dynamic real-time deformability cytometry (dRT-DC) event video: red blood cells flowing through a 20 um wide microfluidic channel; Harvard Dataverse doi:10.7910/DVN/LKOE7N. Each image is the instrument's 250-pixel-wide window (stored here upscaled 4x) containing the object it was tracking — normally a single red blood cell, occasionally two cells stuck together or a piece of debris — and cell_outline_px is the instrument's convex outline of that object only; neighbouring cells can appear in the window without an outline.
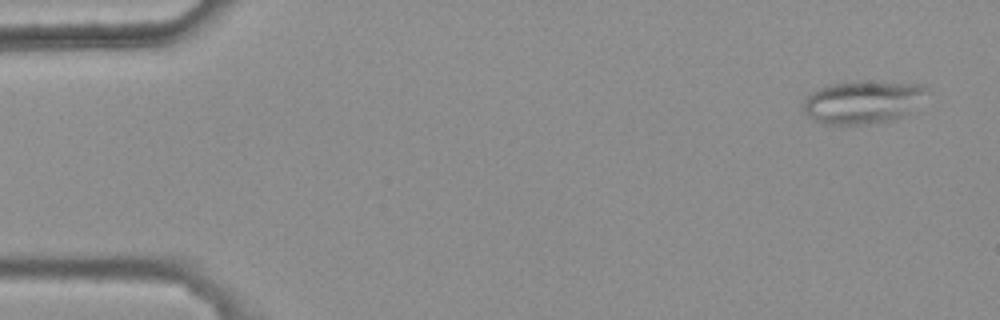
{"species": "common noctule bat (a hibernating species)", "species_latin": "Nyctalus noctula", "temperature_condition": "warm", "stored_images_in_passage": 5, "camera_frame_rate_fps": 3000, "um_per_image_px": 0.085, "animal": {"sex": "female", "body_mass_g": 25.1}, "frame": {"image": 1, "passage_image": 1, "time_ms": 0.0, "image_size_px": [1000, 320], "cell_outline_px": [[928, 88], [908, 112], [896, 120], [868, 124], [828, 124], [816, 120], [808, 116], [804, 112], [804, 100], [812, 92], [820, 88], [832, 84], [860, 80], [928, 84]], "centroid_in_image_um": [73.33, 8.65], "position_along_channel_um": 11.7, "area_um2": 30.63}}